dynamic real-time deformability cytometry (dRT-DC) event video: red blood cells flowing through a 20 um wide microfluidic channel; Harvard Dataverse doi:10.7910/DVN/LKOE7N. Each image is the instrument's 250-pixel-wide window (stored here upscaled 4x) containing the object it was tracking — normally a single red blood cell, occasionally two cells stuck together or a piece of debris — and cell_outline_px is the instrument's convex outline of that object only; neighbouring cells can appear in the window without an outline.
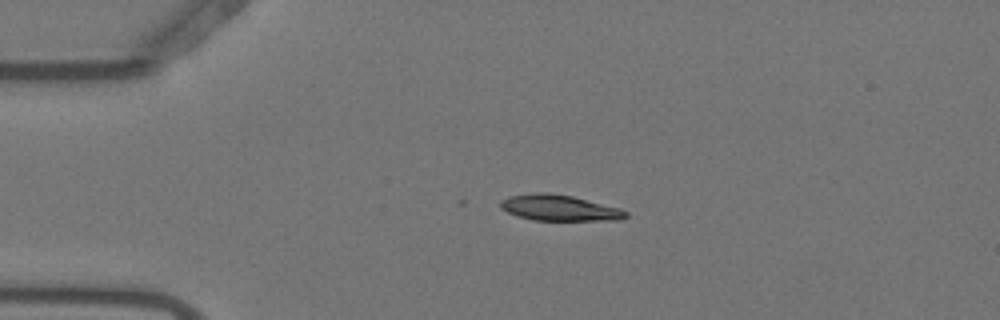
{"species": "Egyptian fruit bat (a non-hibernating species)", "species_latin": "Rousettus aegyptiacus", "temperature_condition": "warm", "stored_images_in_passage": 2, "camera_frame_rate_fps": 3000, "um_per_image_px": 0.085, "animal": {"sex": "female"}, "frame": {"image": 1, "passage_image": 1, "time_ms": 0.0, "image_size_px": [1000, 320], "cell_outline_px": [[628, 216], [620, 220], [532, 220], [516, 216], [500, 208], [500, 200], [508, 196], [536, 192], [548, 192], [572, 196], [620, 208], [628, 212]], "centroid_in_image_um": [47.52, 17.66], "position_along_channel_um": 37.5, "area_um2": 19.02}}
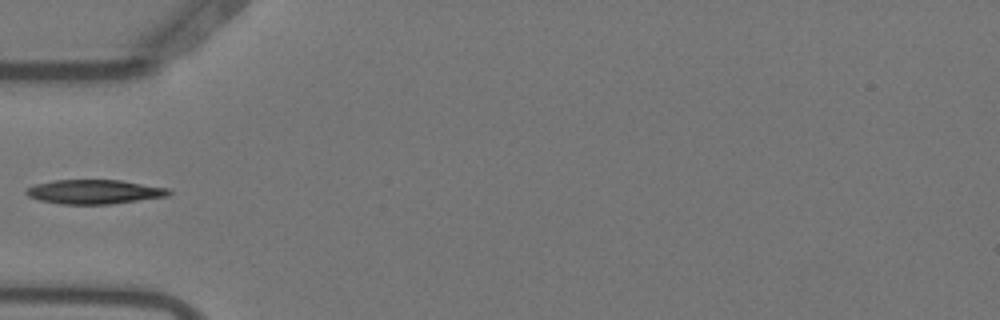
{"frame": {"image": 2, "passage_image": 2, "time_ms": 0.333, "image_size_px": [1000, 320], "cell_outline_px": [[172, 192], [168, 196], [108, 204], [60, 204], [40, 200], [28, 196], [24, 192], [28, 188], [36, 184], [52, 180], [120, 180], [168, 188]], "centroid_in_image_um": [8.0, 16.3], "position_along_channel_um": 77.0, "area_um2": 20.0}}